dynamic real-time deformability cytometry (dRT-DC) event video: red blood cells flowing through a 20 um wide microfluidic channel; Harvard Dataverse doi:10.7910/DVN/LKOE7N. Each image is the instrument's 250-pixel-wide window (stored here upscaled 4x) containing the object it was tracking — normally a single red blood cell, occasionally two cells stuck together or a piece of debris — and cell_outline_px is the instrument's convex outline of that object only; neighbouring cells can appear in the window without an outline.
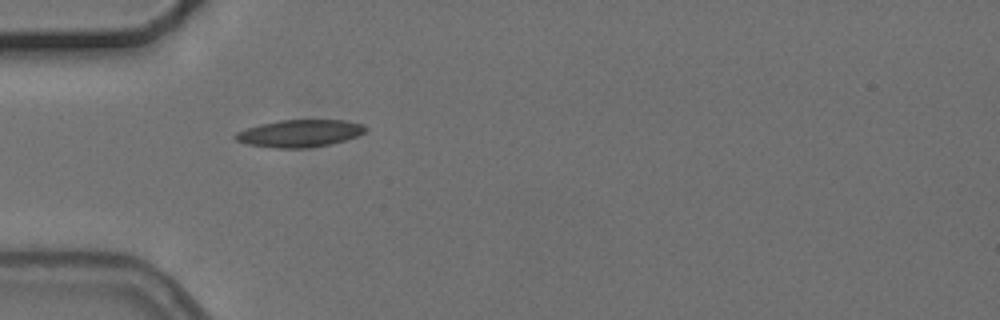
{"species": "common noctule bat (a hibernating species)", "species_latin": "Nyctalus noctula", "temperature_condition": "cold", "stored_images_in_passage": 2, "camera_frame_rate_fps": 3000, "um_per_image_px": 0.085, "animal": {"sex": "female", "body_mass_g": 24.6, "forearm_length_mm": 56.2}, "frame": {"image": 1, "passage_image": 1, "time_ms": 0.0, "image_size_px": [1000, 320], "cell_outline_px": [[368, 128], [364, 132], [356, 136], [344, 140], [328, 144], [308, 148], [276, 148], [248, 144], [236, 140], [232, 136], [236, 132], [260, 124], [280, 120], [344, 120], [364, 124]], "centroid_in_image_um": [25.47, 11.33], "position_along_channel_um": 59.5, "area_um2": 20.58}}
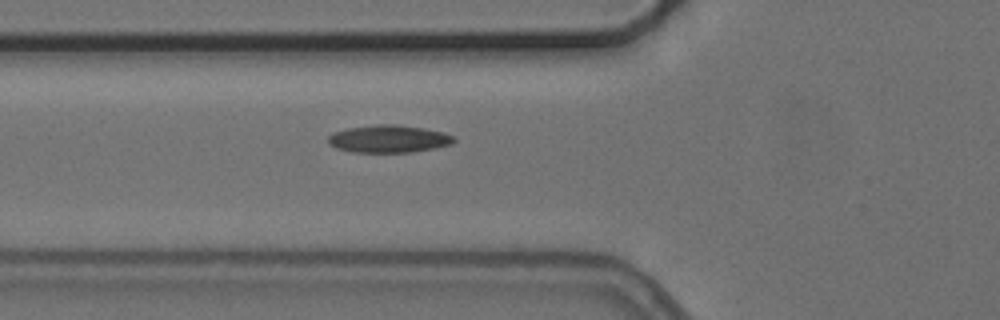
{"frame": {"image": 2, "passage_image": 2, "time_ms": 1.0, "image_size_px": [1000, 320], "cell_outline_px": [[456, 140], [452, 144], [436, 148], [412, 152], [352, 152], [336, 148], [328, 144], [328, 136], [336, 132], [348, 128], [376, 124], [396, 124], [424, 128], [444, 132], [456, 136]], "centroid_in_image_um": [33.08, 11.8], "position_along_channel_um": 92.7, "area_um2": 20.35}}